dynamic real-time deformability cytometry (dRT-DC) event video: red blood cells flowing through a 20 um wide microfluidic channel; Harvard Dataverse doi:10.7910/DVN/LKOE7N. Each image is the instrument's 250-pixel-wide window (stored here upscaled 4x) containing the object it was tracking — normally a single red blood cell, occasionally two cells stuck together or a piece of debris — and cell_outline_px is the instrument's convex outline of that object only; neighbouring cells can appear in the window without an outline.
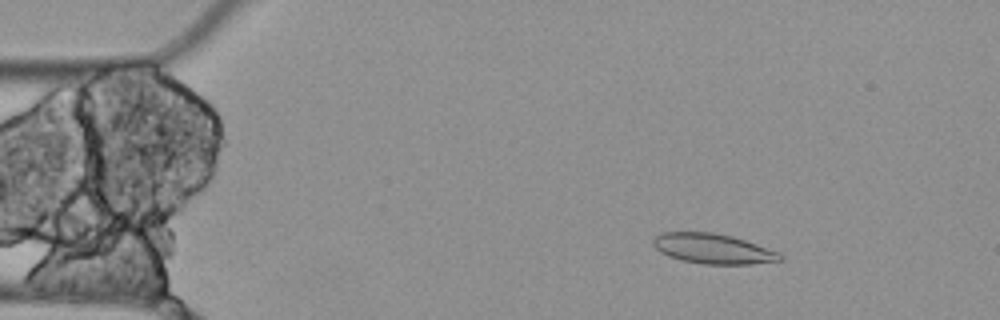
{"species": "Egyptian fruit bat (a non-hibernating species)", "species_latin": "Rousettus aegyptiacus", "temperature_condition": "cold", "stored_images_in_passage": 4, "camera_frame_rate_fps": 3000, "um_per_image_px": 0.085, "animal": {"sex": "female"}, "frame": {"image": 1, "passage_image": 3, "time_ms": 0.667, "image_size_px": [1000, 320], "cell_outline_px": [[784, 260], [752, 264], [704, 264], [680, 260], [668, 256], [660, 252], [652, 244], [652, 240], [660, 232], [712, 232], [732, 236], [780, 252], [784, 256]], "centroid_in_image_um": [60.61, 21.14], "position_along_channel_um": 24.4, "area_um2": 22.37}}